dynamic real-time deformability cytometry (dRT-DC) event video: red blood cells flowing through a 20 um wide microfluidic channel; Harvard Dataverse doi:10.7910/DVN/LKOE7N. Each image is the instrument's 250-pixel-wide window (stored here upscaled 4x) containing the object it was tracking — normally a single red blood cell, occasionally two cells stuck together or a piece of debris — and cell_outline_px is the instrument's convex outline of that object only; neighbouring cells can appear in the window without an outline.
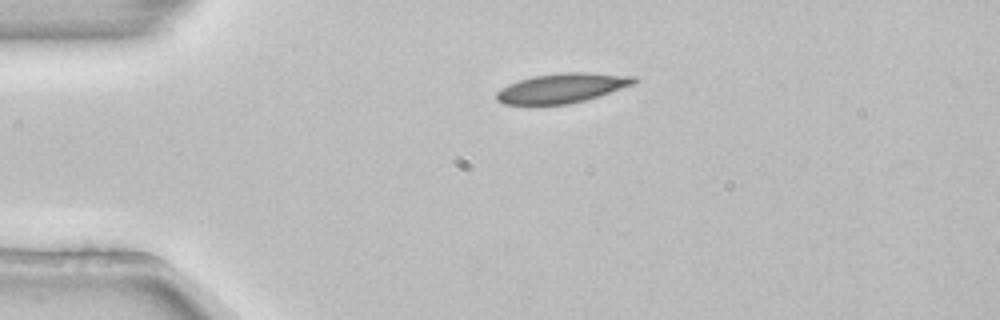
{"species": "common noctule bat (a hibernating species)", "species_latin": "Nyctalus noctula", "temperature_condition": "room temperature", "stored_images_in_passage": 2, "camera_frame_rate_fps": 3000, "um_per_image_px": 0.085, "animal": {"sex": "female", "body_mass_g": 22.7, "forearm_length_mm": 54.2}, "frame": {"image": 1, "passage_image": 1, "time_ms": 0.0, "image_size_px": [1000, 320], "cell_outline_px": [[636, 80], [632, 84], [600, 96], [568, 104], [504, 104], [496, 100], [496, 92], [500, 88], [508, 84], [532, 76], [564, 72], [584, 72], [636, 76]], "centroid_in_image_um": [47.74, 7.48], "position_along_channel_um": 37.3, "area_um2": 23.52}}